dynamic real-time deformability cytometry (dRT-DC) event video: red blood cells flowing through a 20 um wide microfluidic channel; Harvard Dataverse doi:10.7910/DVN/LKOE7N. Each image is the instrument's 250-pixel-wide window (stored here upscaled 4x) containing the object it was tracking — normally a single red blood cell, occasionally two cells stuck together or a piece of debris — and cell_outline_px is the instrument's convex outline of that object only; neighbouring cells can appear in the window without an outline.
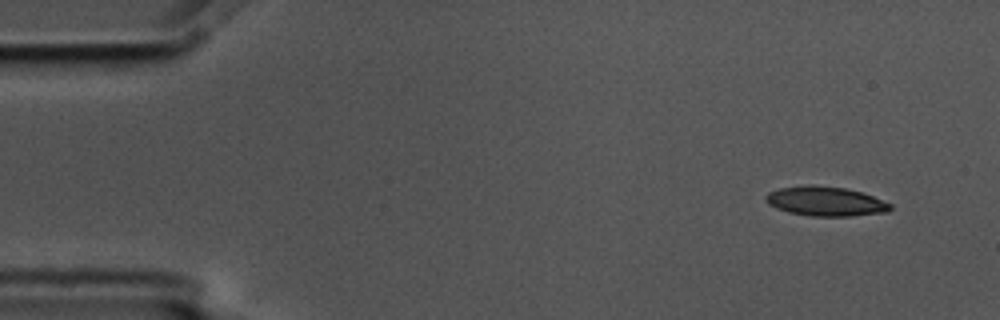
{"species": "common noctule bat (a hibernating species)", "species_latin": "Nyctalus noctula", "temperature_condition": "cold", "stored_images_in_passage": 9, "camera_frame_rate_fps": 3000, "um_per_image_px": 0.085, "animal": {"sex": "male", "body_mass_g": 17.5, "forearm_length_mm": 52.3}, "frame": {"image": 1, "passage_image": 1, "time_ms": 0.0, "image_size_px": [1000, 320], "cell_outline_px": [[892, 208], [888, 212], [852, 216], [812, 216], [788, 212], [776, 208], [768, 204], [764, 200], [764, 196], [768, 192], [780, 188], [808, 184], [812, 184], [848, 188], [872, 196], [892, 204]], "centroid_in_image_um": [70.15, 17.1], "position_along_channel_um": 14.9, "area_um2": 21.62}}
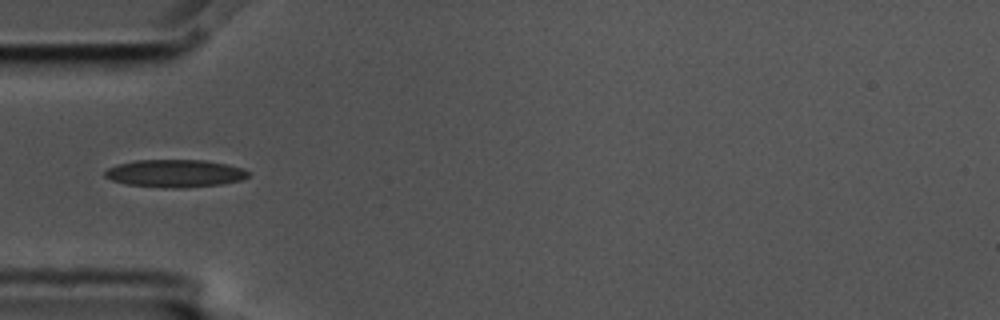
{"frame": {"image": 2, "passage_image": 4, "time_ms": 1.0, "image_size_px": [1000, 320], "cell_outline_px": [[248, 176], [240, 180], [220, 184], [180, 188], [164, 188], [128, 184], [112, 180], [104, 176], [104, 172], [108, 168], [116, 164], [136, 160], [204, 160], [228, 164], [244, 168], [248, 172]], "centroid_in_image_um": [14.86, 14.73], "position_along_channel_um": 70.1, "area_um2": 23.06}}